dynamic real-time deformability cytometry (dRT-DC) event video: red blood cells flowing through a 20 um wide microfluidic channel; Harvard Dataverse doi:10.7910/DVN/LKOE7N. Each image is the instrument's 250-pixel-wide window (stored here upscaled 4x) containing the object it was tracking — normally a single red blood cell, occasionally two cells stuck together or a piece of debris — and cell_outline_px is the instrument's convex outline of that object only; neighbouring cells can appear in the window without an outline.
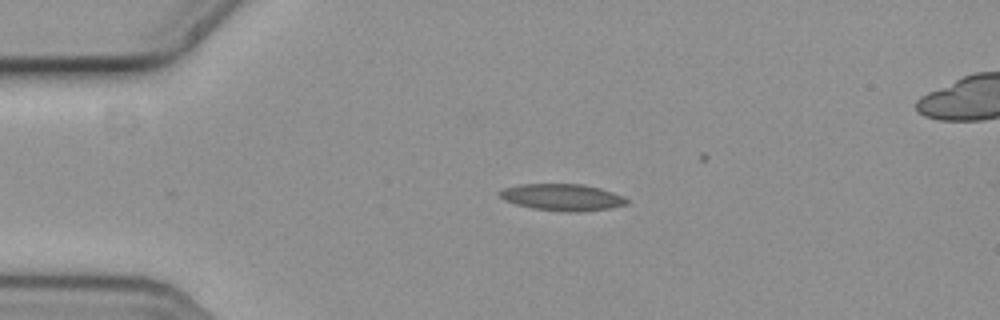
{"species": "common noctule bat (a hibernating species)", "species_latin": "Nyctalus noctula", "temperature_condition": "cold", "stored_images_in_passage": 8, "camera_frame_rate_fps": 3000, "um_per_image_px": 0.085, "animal": {"sex": "female", "body_mass_g": 19.3, "forearm_length_mm": 54.1}, "frame": {"image": 1, "passage_image": 1, "time_ms": 0.0, "image_size_px": [1000, 320], "cell_outline_px": [[628, 204], [612, 208], [580, 212], [564, 212], [532, 208], [516, 204], [504, 200], [496, 192], [504, 188], [520, 184], [580, 184], [600, 188], [624, 196], [628, 200]], "centroid_in_image_um": [47.8, 16.77], "position_along_channel_um": 37.2, "area_um2": 19.94}}
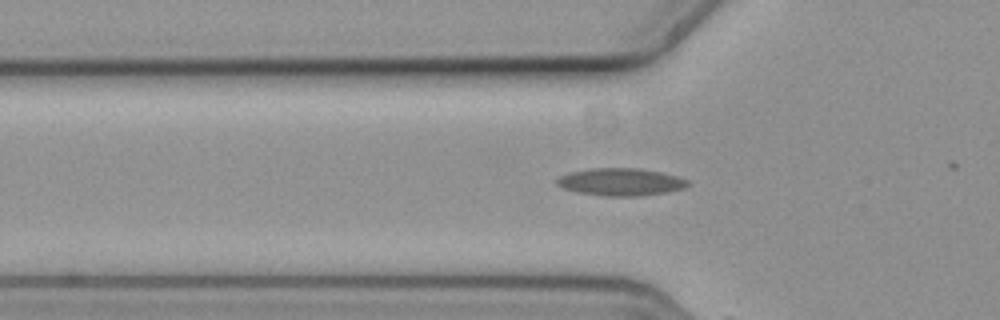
{"frame": {"image": 2, "passage_image": 7, "time_ms": 2.0, "image_size_px": [1000, 320], "cell_outline_px": [[692, 184], [684, 188], [668, 192], [636, 196], [604, 196], [576, 192], [564, 188], [556, 184], [556, 180], [560, 176], [572, 172], [592, 168], [640, 168], [660, 172], [676, 176], [688, 180]], "centroid_in_image_um": [52.79, 15.47], "position_along_channel_um": 73.0, "area_um2": 20.92}}